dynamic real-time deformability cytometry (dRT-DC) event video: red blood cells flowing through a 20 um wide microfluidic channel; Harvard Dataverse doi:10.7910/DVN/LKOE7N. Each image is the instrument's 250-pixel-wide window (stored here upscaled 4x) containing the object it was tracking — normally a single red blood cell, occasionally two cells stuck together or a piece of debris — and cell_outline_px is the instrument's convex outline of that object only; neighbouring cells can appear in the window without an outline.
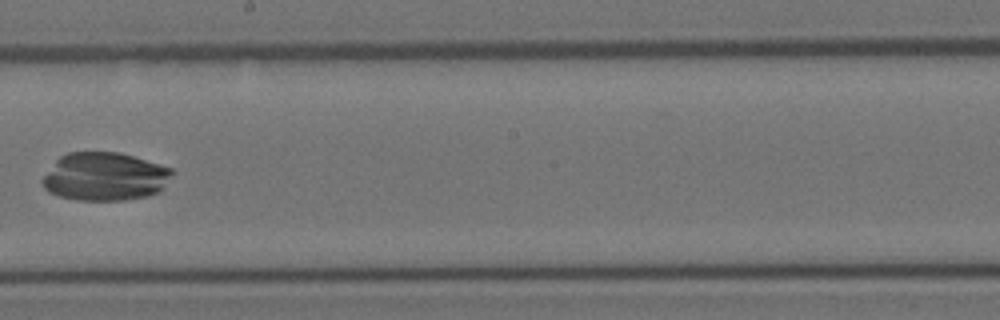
{"species": "Egyptian fruit bat (a non-hibernating species)", "species_latin": "Rousettus aegyptiacus", "temperature_condition": "room temperature", "stored_images_in_passage": 22, "camera_frame_rate_fps": 3000, "um_per_image_px": 0.085, "animal": {"sex": "female"}, "frame": {"image": 1, "passage_image": 10, "time_ms": 3.0, "image_size_px": [1000, 320], "cell_outline_px": [[172, 172], [160, 192], [148, 196], [124, 200], [80, 200], [60, 196], [48, 192], [44, 188], [40, 180], [56, 160], [60, 156], [68, 152], [120, 152], [160, 164], [172, 168]], "centroid_in_image_um": [8.89, 15.01], "position_along_channel_um": 239.3, "area_um2": 36.47}}
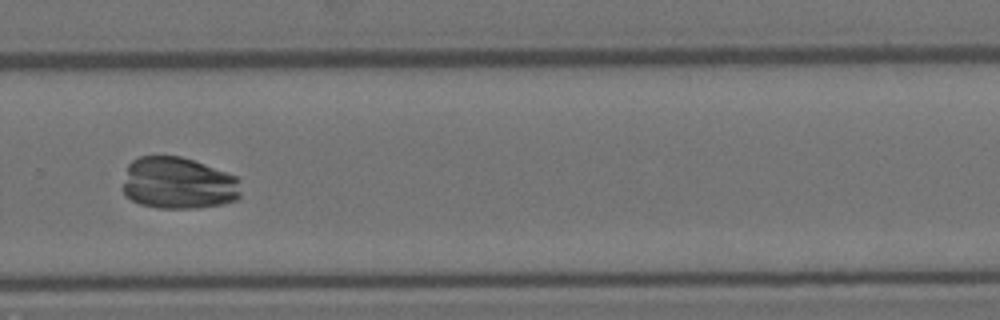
{"frame": {"image": 2, "passage_image": 14, "time_ms": 4.333, "image_size_px": [1000, 320], "cell_outline_px": [[240, 196], [236, 200], [224, 204], [196, 208], [156, 208], [140, 204], [124, 196], [120, 188], [128, 164], [132, 160], [140, 156], [180, 156], [204, 164], [236, 176], [240, 192]], "centroid_in_image_um": [15.08, 15.58], "position_along_channel_um": 314.7, "area_um2": 36.07}}
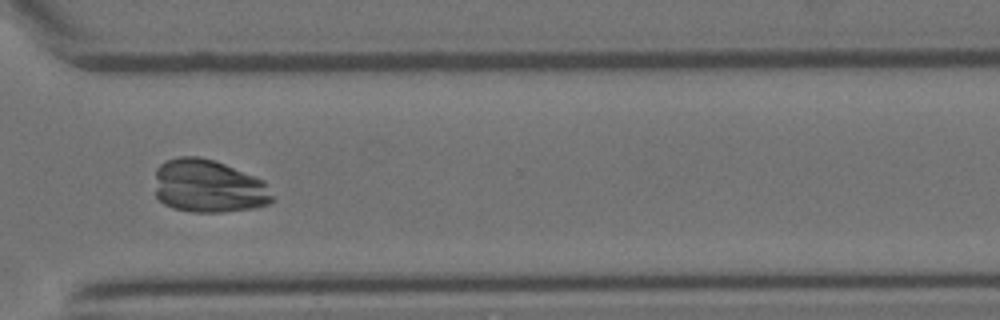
{"frame": {"image": 3, "passage_image": 16, "time_ms": 5.0, "image_size_px": [1000, 320], "cell_outline_px": [[276, 200], [268, 204], [252, 208], [220, 212], [192, 212], [172, 208], [164, 204], [156, 196], [156, 168], [160, 164], [168, 160], [180, 156], [200, 156], [224, 164], [264, 180]], "centroid_in_image_um": [17.73, 15.84], "position_along_channel_um": 352.9, "area_um2": 36.41}}